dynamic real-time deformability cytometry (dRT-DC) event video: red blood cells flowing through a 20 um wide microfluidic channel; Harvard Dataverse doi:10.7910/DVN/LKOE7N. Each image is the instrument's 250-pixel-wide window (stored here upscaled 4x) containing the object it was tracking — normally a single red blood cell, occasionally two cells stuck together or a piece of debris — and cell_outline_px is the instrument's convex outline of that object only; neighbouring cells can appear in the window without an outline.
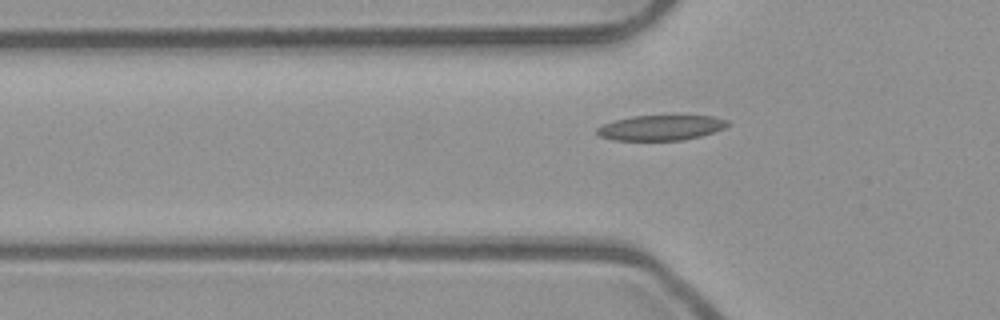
{"species": "common noctule bat (a hibernating species)", "species_latin": "Nyctalus noctula", "temperature_condition": "room temperature", "stored_images_in_passage": 39, "camera_frame_rate_fps": 3000, "um_per_image_px": 0.085, "animal": {"sex": "male", "body_mass_g": 23.1, "forearm_length_mm": 52.7}, "frame": {"image": 1, "passage_image": 6, "time_ms": 1.667, "image_size_px": [1000, 320], "cell_outline_px": [[728, 124], [724, 128], [700, 136], [684, 140], [612, 140], [600, 136], [596, 132], [596, 128], [604, 124], [616, 120], [632, 116], [712, 116], [728, 120]], "centroid_in_image_um": [56.15, 10.86], "position_along_channel_um": 69.6, "area_um2": 18.96}}
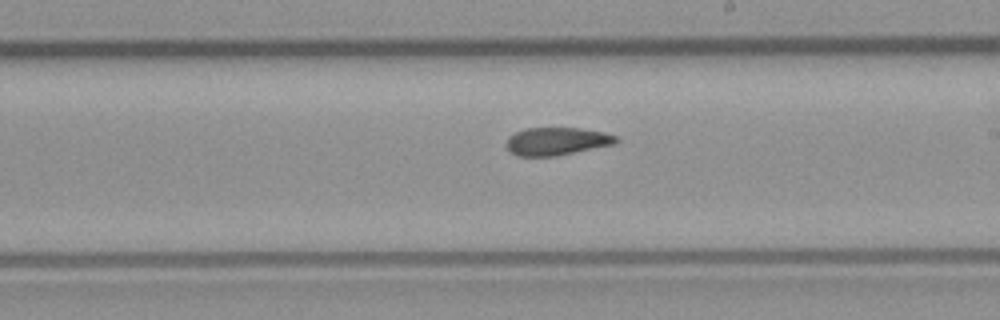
{"frame": {"image": 2, "passage_image": 19, "time_ms": 6.0, "image_size_px": [1000, 320], "cell_outline_px": [[620, 140], [612, 144], [556, 156], [520, 156], [508, 152], [504, 144], [508, 136], [516, 132], [528, 128], [580, 128], [604, 132], [616, 136]], "centroid_in_image_um": [47.26, 12.01], "position_along_channel_um": 241.7, "area_um2": 17.8}}
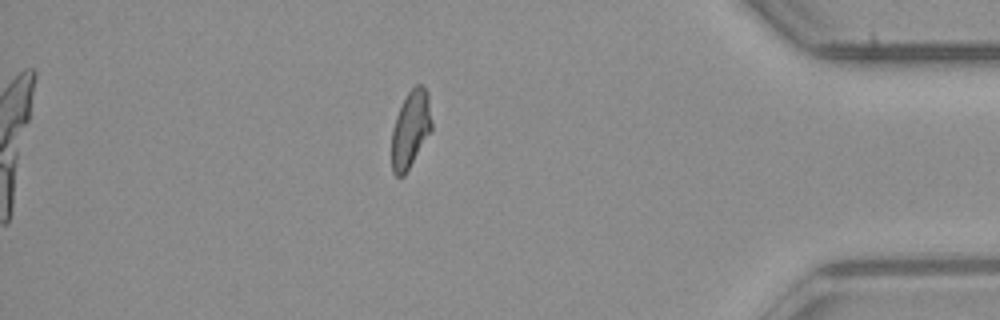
{"frame": {"image": 3, "passage_image": 34, "time_ms": 11.0, "image_size_px": [1000, 320], "cell_outline_px": [[432, 128], [404, 176], [396, 176], [392, 172], [392, 128], [396, 116], [408, 92], [416, 84], [420, 84], [428, 92], [432, 120]], "centroid_in_image_um": [34.9, 10.97], "position_along_channel_um": 400.3, "area_um2": 17.74}, "authors_computed_cell_mechanics": {"area_um2": 18.496, "velocity_mm_per_s": 3.9457, "shape_relaxation_time_tau1_ms": null, "shape_relaxation_time_tau2_ms": 5.1018, "deformation_change_tau1": null, "deformation_change_tau2": 0.1313}}